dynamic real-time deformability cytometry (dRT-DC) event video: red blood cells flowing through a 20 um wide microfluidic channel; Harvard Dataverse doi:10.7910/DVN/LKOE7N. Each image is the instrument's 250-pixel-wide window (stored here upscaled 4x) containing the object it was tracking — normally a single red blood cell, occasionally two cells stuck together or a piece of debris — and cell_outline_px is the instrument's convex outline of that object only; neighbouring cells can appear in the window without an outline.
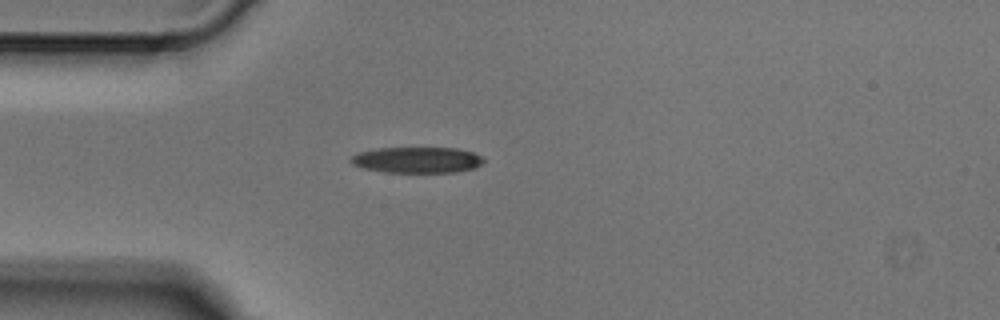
{"species": "Egyptian fruit bat (a non-hibernating species)", "species_latin": "Rousettus aegyptiacus", "temperature_condition": "cold", "stored_images_in_passage": 1, "camera_frame_rate_fps": 3000, "um_per_image_px": 0.085, "animal": {"sex": "male"}, "frame": {"image": 1, "passage_image": 1, "time_ms": 0.0, "image_size_px": [1000, 320], "cell_outline_px": [[484, 160], [476, 168], [456, 172], [384, 172], [364, 168], [352, 164], [348, 160], [356, 152], [376, 148], [460, 148], [472, 152], [480, 156]], "centroid_in_image_um": [35.42, 13.59], "position_along_channel_um": 49.6, "area_um2": 20.17}}